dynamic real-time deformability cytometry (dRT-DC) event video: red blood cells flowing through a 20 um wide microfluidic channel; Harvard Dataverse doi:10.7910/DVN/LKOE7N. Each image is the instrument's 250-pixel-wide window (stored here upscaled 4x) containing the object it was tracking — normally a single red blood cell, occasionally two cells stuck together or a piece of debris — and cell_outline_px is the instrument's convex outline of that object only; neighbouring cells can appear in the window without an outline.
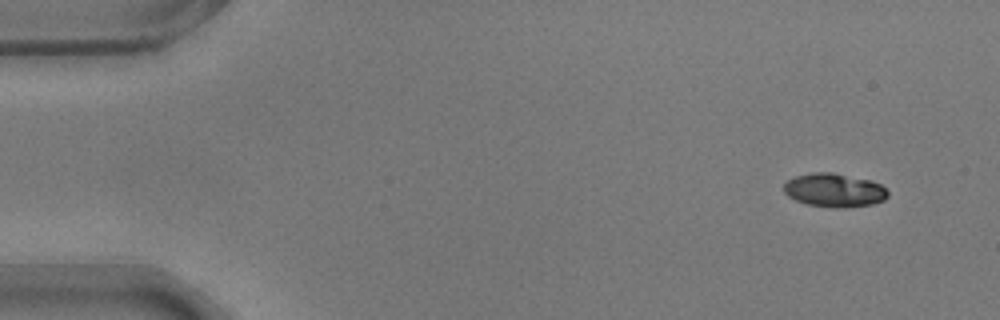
{"species": "common noctule bat (a hibernating species)", "species_latin": "Nyctalus noctula", "temperature_condition": "warm", "stored_images_in_passage": 51, "camera_frame_rate_fps": 3000, "um_per_image_px": 0.085, "animal": {"sex": "male", "body_mass_g": 17.9}, "frame": {"image": 1, "passage_image": 1, "time_ms": 0.0, "image_size_px": [1000, 320], "cell_outline_px": [[888, 196], [884, 200], [872, 204], [844, 208], [832, 208], [808, 204], [796, 200], [788, 196], [784, 192], [784, 184], [788, 180], [796, 176], [812, 172], [832, 172], [872, 180], [880, 184], [888, 192]], "centroid_in_image_um": [70.92, 16.16], "position_along_channel_um": 14.1, "area_um2": 20.46}}
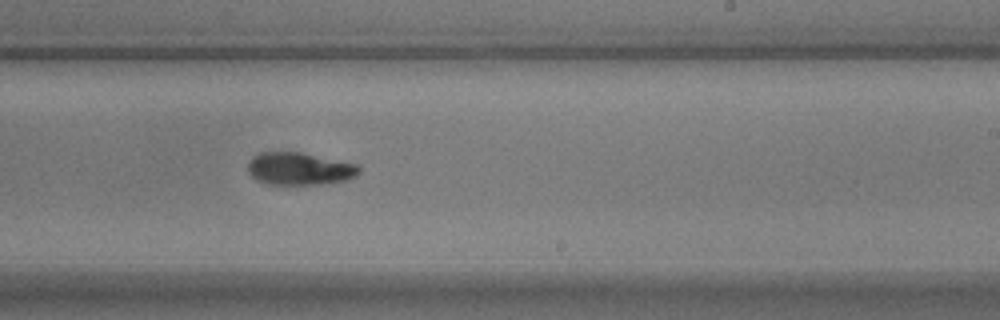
{"frame": {"image": 2, "passage_image": 30, "time_ms": 9.667, "image_size_px": [1000, 320], "cell_outline_px": [[360, 172], [356, 176], [344, 180], [320, 184], [268, 184], [256, 180], [248, 172], [248, 164], [252, 156], [260, 152], [300, 152], [356, 164], [360, 168]], "centroid_in_image_um": [25.42, 14.34], "position_along_channel_um": 263.6, "area_um2": 20.92}}
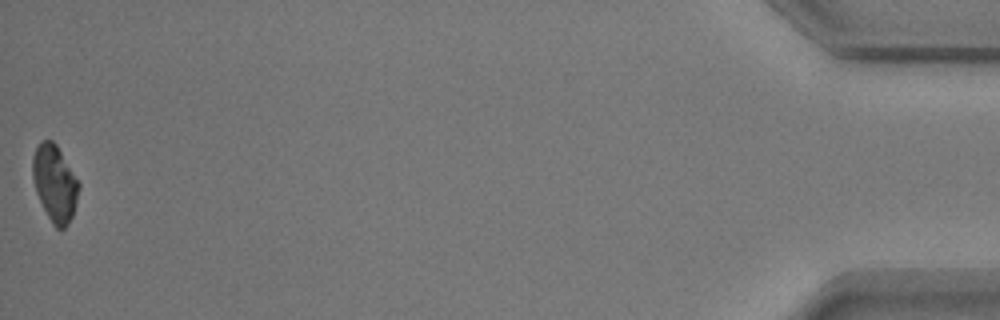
{"frame": {"image": 3, "passage_image": 51, "time_ms": 16.667, "image_size_px": [1000, 320], "cell_outline_px": [[80, 184], [72, 216], [64, 228], [56, 228], [52, 224], [36, 192], [32, 176], [32, 156], [40, 140], [52, 140], [56, 144]], "centroid_in_image_um": [4.63, 15.55], "position_along_channel_um": 430.6, "area_um2": 20.23}, "authors_computed_cell_mechanics": {"area_um2": 20.9236, "velocity_mm_per_s": 3.7406, "shape_relaxation_time_tau1_ms": 4.4215, "shape_relaxation_time_tau2_ms": 9.959, "deformation_change_tau1": 0.1622, "deformation_change_tau2": 0.1197}}